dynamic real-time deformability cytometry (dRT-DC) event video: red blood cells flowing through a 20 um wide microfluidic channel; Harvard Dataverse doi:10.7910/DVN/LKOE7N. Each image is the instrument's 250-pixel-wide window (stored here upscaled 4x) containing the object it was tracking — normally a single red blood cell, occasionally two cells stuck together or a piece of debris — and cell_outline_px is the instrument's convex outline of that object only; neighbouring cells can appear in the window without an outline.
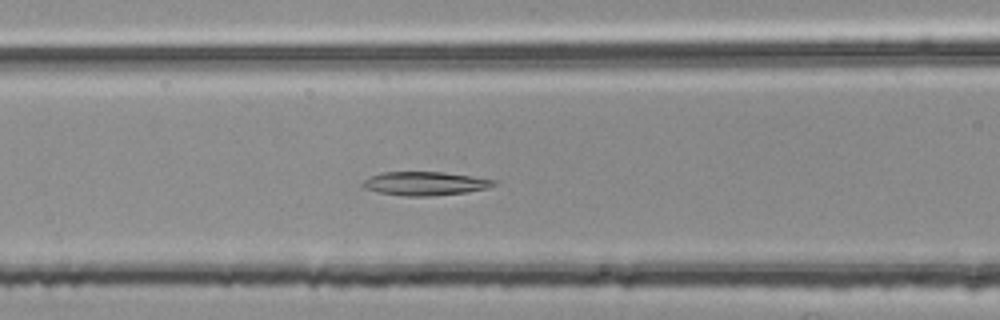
{"species": "common noctule bat (a hibernating species)", "species_latin": "Nyctalus noctula", "temperature_condition": "room temperature", "stored_images_in_passage": 53, "segment_of_instrument_passage": [2, 2], "camera_frame_rate_fps": 3000, "um_per_image_px": 0.085, "animal": {"sex": "female", "body_mass_g": 25.1}, "frame": {"image": 1, "passage_image": 23, "time_ms": 7.333, "image_size_px": [1000, 320], "cell_outline_px": [[496, 184], [488, 188], [468, 192], [428, 196], [404, 196], [376, 192], [364, 188], [360, 184], [364, 180], [372, 176], [384, 172], [444, 172], [496, 180]], "centroid_in_image_um": [36.11, 15.6], "position_along_channel_um": 130.5, "area_um2": 18.03}}
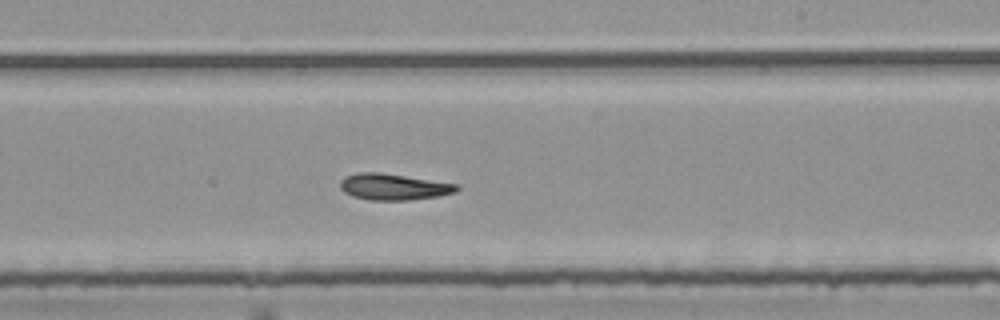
{"frame": {"image": 2, "passage_image": 33, "time_ms": 10.667, "image_size_px": [1000, 320], "cell_outline_px": [[460, 188], [456, 192], [440, 196], [408, 200], [372, 200], [352, 196], [344, 192], [340, 188], [340, 180], [344, 176], [356, 172], [380, 172], [460, 184]], "centroid_in_image_um": [33.47, 15.87], "position_along_channel_um": 255.5, "area_um2": 18.09}}
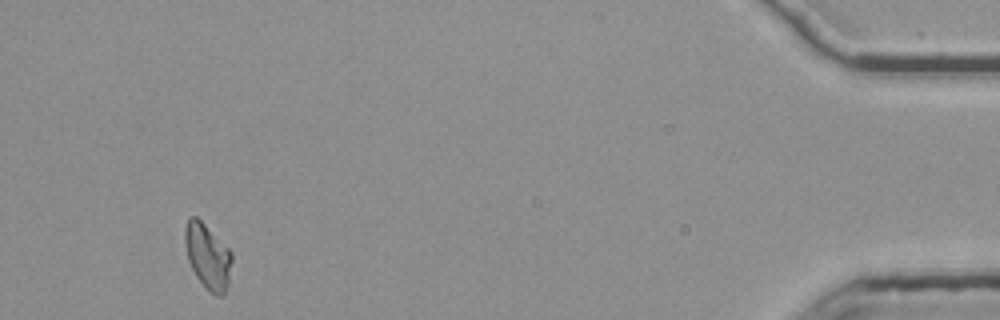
{"frame": {"image": 3, "passage_image": 52, "time_ms": 17.0, "image_size_px": [1000, 320], "cell_outline_px": [[232, 260], [228, 284], [224, 296], [216, 296], [204, 288], [196, 276], [188, 260], [184, 244], [184, 232], [188, 216], [196, 216], [232, 252]], "centroid_in_image_um": [17.64, 21.81], "position_along_channel_um": 417.6, "area_um2": 17.92}}